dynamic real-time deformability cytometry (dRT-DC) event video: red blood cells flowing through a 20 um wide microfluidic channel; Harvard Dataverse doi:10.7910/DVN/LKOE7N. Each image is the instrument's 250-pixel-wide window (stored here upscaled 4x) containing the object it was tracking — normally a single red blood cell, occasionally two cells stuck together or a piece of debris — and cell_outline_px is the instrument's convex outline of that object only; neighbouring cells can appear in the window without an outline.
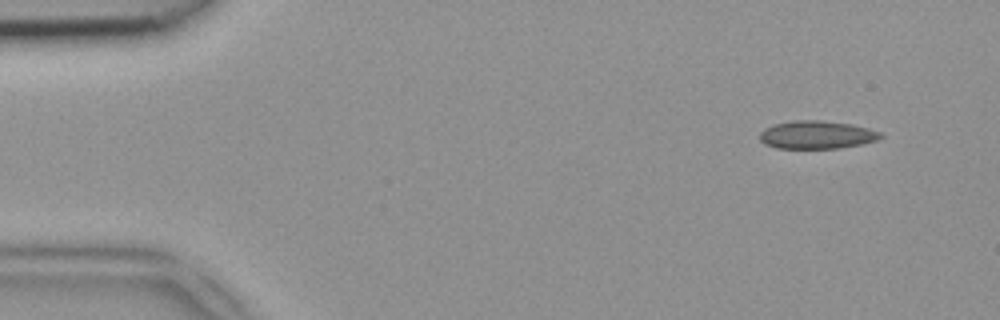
{"species": "common noctule bat (a hibernating species)", "species_latin": "Nyctalus noctula", "temperature_condition": "room temperature", "stored_images_in_passage": 45, "camera_frame_rate_fps": 3000, "um_per_image_px": 0.085, "animal": {"sex": "female", "body_mass_g": 18.4}, "frame": {"image": 1, "passage_image": 1, "time_ms": 0.0, "image_size_px": [1000, 320], "cell_outline_px": [[884, 136], [876, 140], [864, 144], [840, 148], [776, 148], [764, 144], [760, 140], [760, 132], [764, 128], [772, 124], [796, 120], [820, 120], [852, 124], [868, 128], [880, 132]], "centroid_in_image_um": [69.42, 11.46], "position_along_channel_um": 15.6, "area_um2": 19.88}}
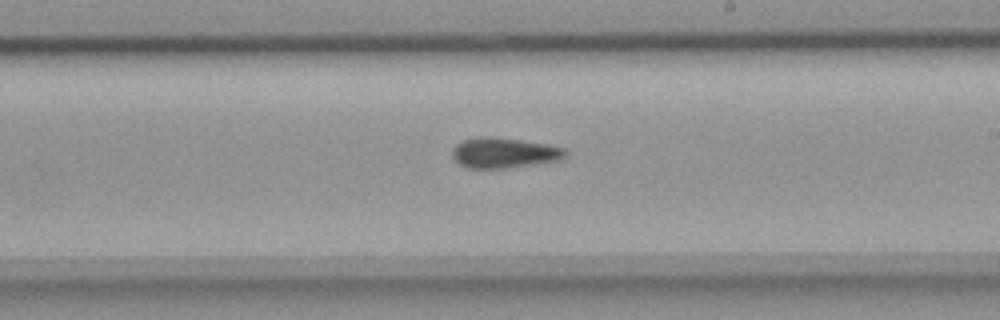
{"frame": {"image": 2, "passage_image": 25, "time_ms": 8.0, "image_size_px": [1000, 320], "cell_outline_px": [[568, 156], [560, 160], [508, 168], [468, 168], [460, 164], [452, 156], [452, 148], [456, 144], [464, 140], [480, 136], [488, 136], [520, 140], [544, 144], [564, 148], [568, 152]], "centroid_in_image_um": [42.85, 12.99], "position_along_channel_um": 246.2, "area_um2": 19.94}}
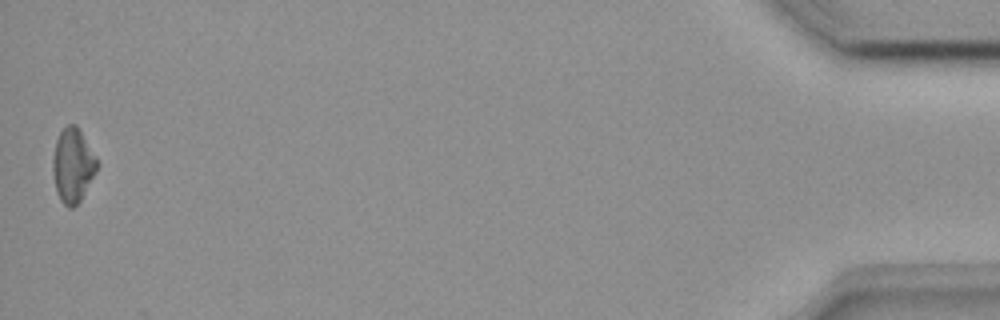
{"frame": {"image": 3, "passage_image": 45, "time_ms": 14.667, "image_size_px": [1000, 320], "cell_outline_px": [[100, 164], [96, 172], [80, 200], [72, 208], [68, 208], [60, 200], [56, 192], [52, 172], [52, 160], [56, 140], [60, 132], [68, 124], [76, 124], [96, 156]], "centroid_in_image_um": [6.18, 14.06], "position_along_channel_um": 429.0, "area_um2": 19.19}}